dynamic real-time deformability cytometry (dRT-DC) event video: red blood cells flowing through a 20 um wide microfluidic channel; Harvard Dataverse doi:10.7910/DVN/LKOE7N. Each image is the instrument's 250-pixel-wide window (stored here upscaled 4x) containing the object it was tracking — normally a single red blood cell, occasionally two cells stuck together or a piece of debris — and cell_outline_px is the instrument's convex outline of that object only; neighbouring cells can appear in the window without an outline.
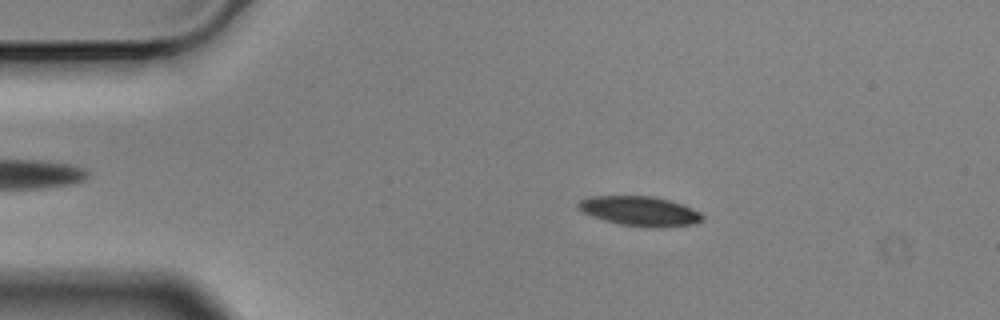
{"species": "Egyptian fruit bat (a non-hibernating species)", "species_latin": "Rousettus aegyptiacus", "temperature_condition": "cold", "stored_images_in_passage": 6, "camera_frame_rate_fps": 3000, "um_per_image_px": 0.085, "animal": {"sex": "male"}, "frame": {"image": 1, "passage_image": 2, "time_ms": 0.333, "image_size_px": [1000, 320], "cell_outline_px": [[704, 220], [696, 224], [660, 228], [652, 228], [620, 224], [604, 220], [592, 216], [576, 208], [576, 204], [580, 200], [592, 196], [652, 196], [668, 200], [680, 204], [700, 212], [704, 216]], "centroid_in_image_um": [54.39, 17.96], "position_along_channel_um": 30.6, "area_um2": 21.5}}
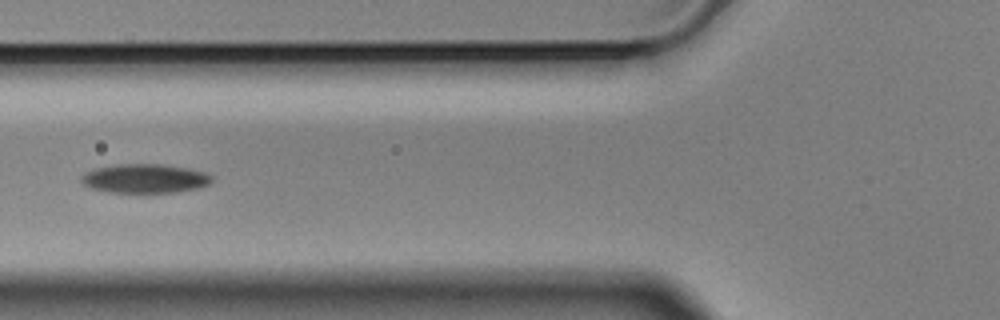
{"frame": {"image": 2, "passage_image": 5, "time_ms": 1.333, "image_size_px": [1000, 320], "cell_outline_px": [[212, 184], [200, 188], [176, 192], [108, 192], [92, 188], [84, 184], [80, 180], [80, 176], [84, 172], [96, 168], [116, 164], [164, 164], [188, 168], [204, 172], [212, 176]], "centroid_in_image_um": [12.33, 15.17], "position_along_channel_um": 113.5, "area_um2": 22.25}}
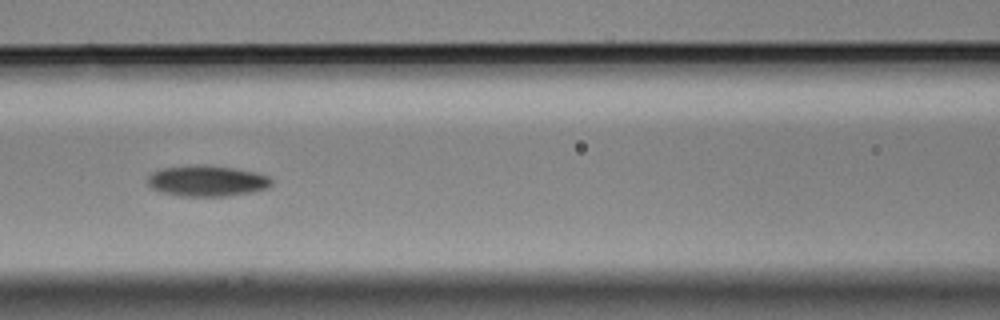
{"frame": {"image": 3, "passage_image": 6, "time_ms": 1.667, "image_size_px": [1000, 320], "cell_outline_px": [[272, 184], [268, 188], [252, 192], [228, 196], [180, 196], [160, 192], [152, 188], [148, 184], [148, 176], [152, 172], [164, 168], [196, 164], [208, 164], [256, 172], [268, 176], [272, 180]], "centroid_in_image_um": [17.6, 15.37], "position_along_channel_um": 149.0, "area_um2": 22.48}}